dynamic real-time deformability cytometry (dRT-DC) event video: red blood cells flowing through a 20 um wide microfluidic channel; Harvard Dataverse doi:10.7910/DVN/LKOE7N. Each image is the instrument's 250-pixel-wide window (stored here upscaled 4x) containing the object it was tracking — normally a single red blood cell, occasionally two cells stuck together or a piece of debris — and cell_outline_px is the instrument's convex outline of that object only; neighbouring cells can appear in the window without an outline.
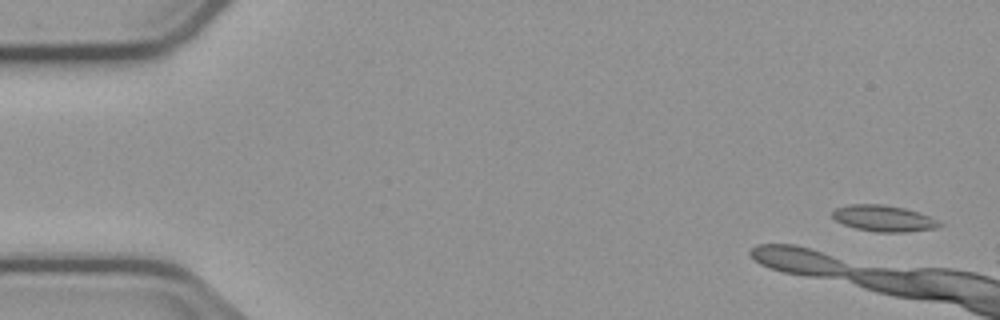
{"species": "common noctule bat (a hibernating species)", "species_latin": "Nyctalus noctula", "temperature_condition": "cold", "stored_images_in_passage": 4, "camera_frame_rate_fps": 3000, "um_per_image_px": 0.085, "animal": {"sex": "male", "body_mass_g": 23.1, "forearm_length_mm": 52.7}, "frame": {"image": 1, "passage_image": 1, "time_ms": 0.0, "image_size_px": [1000, 320], "cell_outline_px": [[944, 224], [936, 228], [908, 232], [876, 232], [856, 228], [844, 224], [836, 220], [832, 216], [832, 212], [836, 208], [852, 204], [880, 204], [904, 208], [928, 216]], "centroid_in_image_um": [75.11, 18.57], "position_along_channel_um": 9.9, "area_um2": 16.13}}